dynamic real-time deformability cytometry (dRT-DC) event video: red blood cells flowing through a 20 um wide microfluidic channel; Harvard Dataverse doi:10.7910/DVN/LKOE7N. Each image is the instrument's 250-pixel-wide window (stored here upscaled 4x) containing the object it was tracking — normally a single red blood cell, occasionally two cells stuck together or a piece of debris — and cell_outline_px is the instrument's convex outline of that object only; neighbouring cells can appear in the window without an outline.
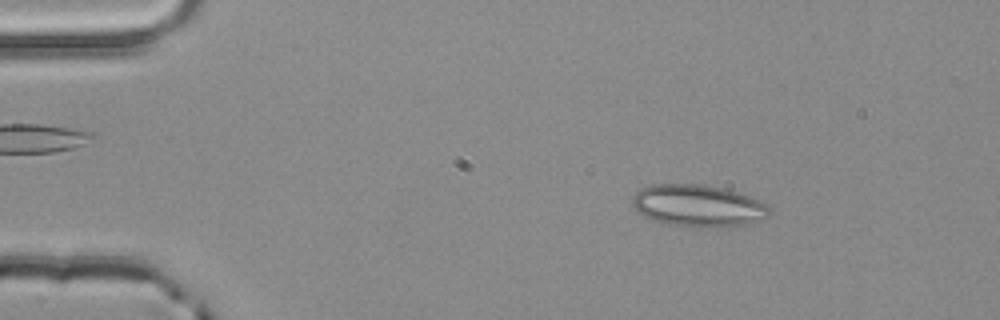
{"species": "common noctule bat (a hibernating species)", "species_latin": "Nyctalus noctula", "temperature_condition": "room temperature", "stored_images_in_passage": 2, "camera_frame_rate_fps": 3000, "um_per_image_px": 0.085, "animal": {"sex": "male", "body_mass_g": 20.4}, "frame": {"image": 1, "passage_image": 1, "time_ms": 0.0, "image_size_px": [1000, 320], "cell_outline_px": [[772, 212], [768, 216], [752, 224], [728, 228], [696, 228], [668, 224], [652, 220], [644, 216], [632, 204], [632, 196], [640, 188], [652, 184], [700, 184], [720, 188], [752, 196], [768, 204]], "centroid_in_image_um": [59.39, 17.52], "position_along_channel_um": 25.6, "area_um2": 34.28}}